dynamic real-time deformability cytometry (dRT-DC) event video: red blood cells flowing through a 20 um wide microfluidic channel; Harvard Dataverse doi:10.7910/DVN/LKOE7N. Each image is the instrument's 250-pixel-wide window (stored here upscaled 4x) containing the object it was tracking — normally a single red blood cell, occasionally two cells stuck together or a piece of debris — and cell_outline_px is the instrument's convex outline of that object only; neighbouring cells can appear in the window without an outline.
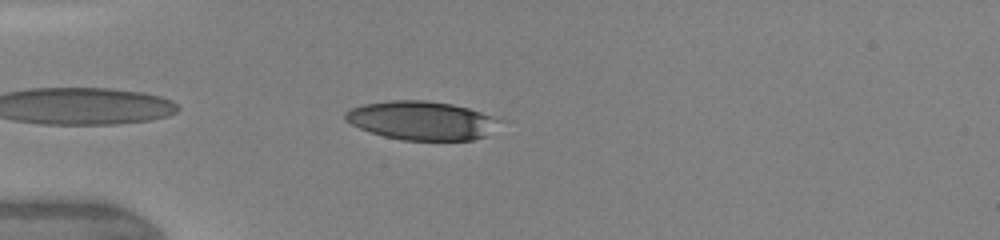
{"species": "human", "species_latin": "Homo sapiens", "temperature_condition": "warm", "stored_images_in_passage": 10, "camera_frame_rate_fps": 3000, "um_per_image_px": 0.085, "donor": {"sex": "female"}, "frame": {"image": 1, "passage_image": 4, "time_ms": 2.667, "image_size_px": [1000, 240], "cell_outline_px": [[500, 120], [484, 136], [472, 140], [404, 140], [384, 136], [360, 128], [344, 120], [344, 112], [352, 108], [364, 104], [388, 100], [424, 100], [452, 104], [468, 108], [492, 116]], "centroid_in_image_um": [35.77, 10.23], "position_along_channel_um": 49.2, "area_um2": 34.33}}